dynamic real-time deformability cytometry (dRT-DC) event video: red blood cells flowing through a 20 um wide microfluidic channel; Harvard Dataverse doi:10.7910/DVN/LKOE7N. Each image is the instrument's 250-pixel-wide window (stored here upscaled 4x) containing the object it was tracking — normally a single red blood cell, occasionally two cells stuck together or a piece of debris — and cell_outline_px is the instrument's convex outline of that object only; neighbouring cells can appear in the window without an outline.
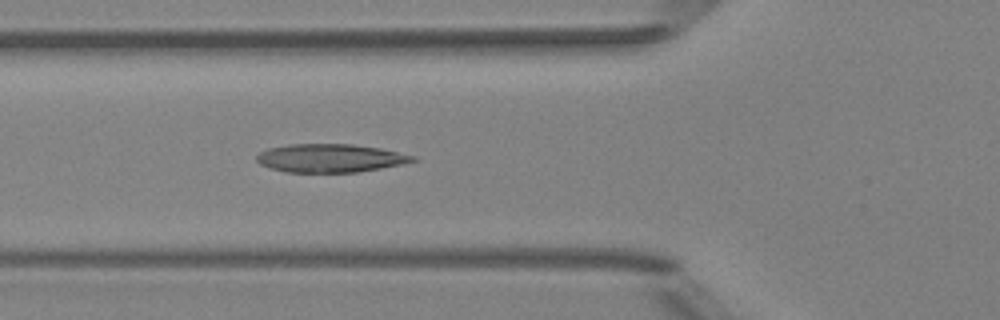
{"species": "Egyptian fruit bat (a non-hibernating species)", "species_latin": "Rousettus aegyptiacus", "temperature_condition": "room temperature", "stored_images_in_passage": 6, "camera_frame_rate_fps": 3000, "um_per_image_px": 0.085, "animal": {"sex": "female"}, "frame": {"image": 1, "passage_image": 6, "time_ms": 1.667, "image_size_px": [1000, 320], "cell_outline_px": [[416, 160], [400, 164], [380, 168], [356, 172], [284, 172], [260, 164], [256, 160], [256, 156], [260, 152], [268, 148], [288, 144], [352, 144], [380, 148], [416, 156]], "centroid_in_image_um": [28.03, 13.43], "position_along_channel_um": 97.8, "area_um2": 25.61}}